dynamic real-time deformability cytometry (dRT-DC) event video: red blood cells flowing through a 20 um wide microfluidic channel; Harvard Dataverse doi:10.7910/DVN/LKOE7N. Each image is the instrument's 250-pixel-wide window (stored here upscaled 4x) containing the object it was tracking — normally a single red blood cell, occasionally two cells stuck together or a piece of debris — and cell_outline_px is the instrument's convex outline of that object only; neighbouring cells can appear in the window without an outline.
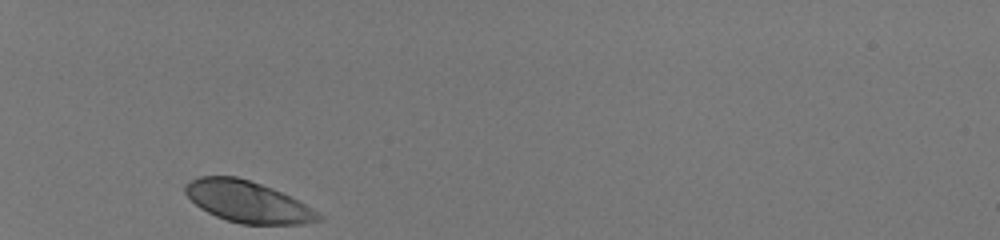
{"species": "human", "species_latin": "Homo sapiens", "temperature_condition": "room temperature", "stored_images_in_passage": 29, "camera_frame_rate_fps": 3000, "um_per_image_px": 0.085, "donor": {"sex": "male"}, "frame": {"image": 1, "passage_image": 1, "time_ms": 0.0, "image_size_px": [1000, 240], "cell_outline_px": [[324, 220], [304, 224], [240, 224], [216, 216], [200, 208], [184, 192], [184, 184], [200, 176], [236, 176], [272, 188], [304, 204], [324, 216]], "centroid_in_image_um": [21.05, 17.16], "position_along_channel_um": 63.9, "area_um2": 31.85}}
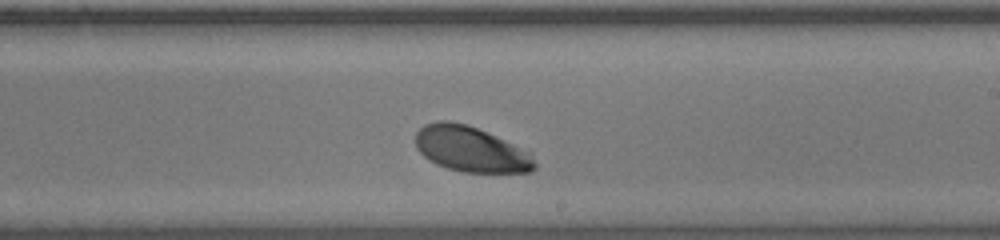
{"frame": {"image": 2, "passage_image": 17, "time_ms": 5.333, "image_size_px": [1000, 240], "cell_outline_px": [[536, 168], [532, 172], [460, 172], [436, 164], [428, 160], [416, 148], [416, 132], [424, 124], [436, 120], [448, 120], [468, 124], [496, 136], [528, 152], [532, 156], [536, 164]], "centroid_in_image_um": [39.98, 12.67], "position_along_channel_um": 249.0, "area_um2": 31.56}}
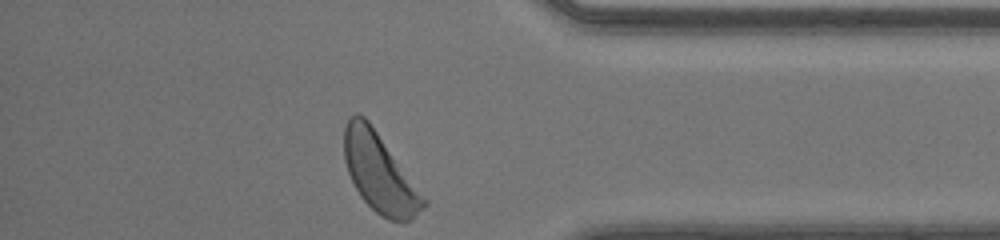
{"frame": {"image": 3, "passage_image": 29, "time_ms": 9.333, "image_size_px": [1000, 240], "cell_outline_px": [[428, 204], [412, 220], [388, 220], [380, 216], [360, 196], [348, 172], [344, 160], [344, 128], [348, 120], [356, 112], [364, 116], [368, 120], [428, 200]], "centroid_in_image_um": [32.28, 14.71], "position_along_channel_um": 402.9, "area_um2": 36.13}}